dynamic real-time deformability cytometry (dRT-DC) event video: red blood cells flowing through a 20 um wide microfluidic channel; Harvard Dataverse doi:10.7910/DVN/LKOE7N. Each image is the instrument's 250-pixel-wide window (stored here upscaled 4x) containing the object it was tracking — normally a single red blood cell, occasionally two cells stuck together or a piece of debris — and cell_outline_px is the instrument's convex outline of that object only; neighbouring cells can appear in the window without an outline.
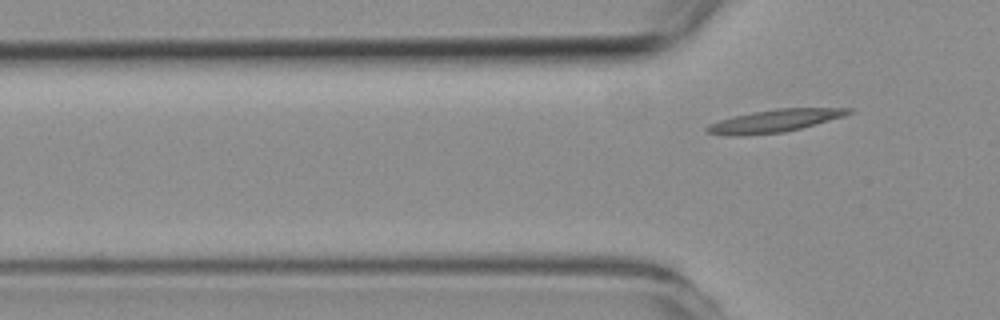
{"species": "common noctule bat (a hibernating species)", "species_latin": "Nyctalus noctula", "temperature_condition": "room temperature", "stored_images_in_passage": 4, "segment_of_instrument_passage": [2, 2], "camera_frame_rate_fps": 3000, "um_per_image_px": 0.085, "animal": {"sex": "female", "body_mass_g": 19.3, "forearm_length_mm": 54.1}, "frame": {"image": 1, "passage_image": 4, "time_ms": 3.667, "image_size_px": [1000, 320], "cell_outline_px": [[856, 112], [844, 116], [800, 128], [784, 132], [736, 136], [732, 136], [708, 132], [704, 128], [708, 124], [732, 116], [752, 112], [776, 108], [852, 108]], "centroid_in_image_um": [65.85, 10.26], "position_along_channel_um": 59.9, "area_um2": 18.61}}